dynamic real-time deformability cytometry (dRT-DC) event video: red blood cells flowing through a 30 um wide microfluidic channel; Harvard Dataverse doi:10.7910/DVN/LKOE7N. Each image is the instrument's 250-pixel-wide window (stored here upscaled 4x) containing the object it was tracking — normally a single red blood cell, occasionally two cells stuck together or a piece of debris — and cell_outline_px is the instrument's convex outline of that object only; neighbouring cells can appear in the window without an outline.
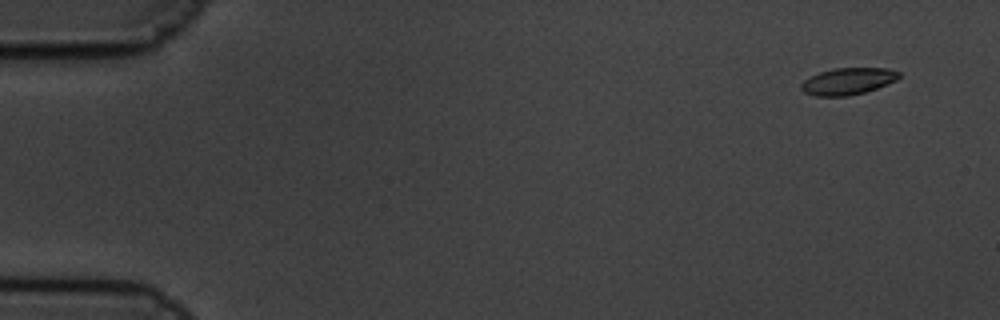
{"species": "common noctule bat (a hibernating species)", "species_latin": "Nyctalus noctula", "temperature_condition": "cold", "stored_images_in_passage": 58, "camera_frame_rate_fps": 3000, "um_per_image_px": 0.085, "animal": {"sex": "male", "body_mass_g": 19.5, "forearm_length_mm": 54.6}, "frame": {"image": 1, "passage_image": 1, "time_ms": 0.0, "image_size_px": [1000, 320], "cell_outline_px": [[900, 76], [896, 80], [876, 88], [864, 92], [848, 96], [816, 96], [804, 92], [800, 88], [800, 84], [804, 80], [820, 72], [832, 68], [888, 68], [900, 72]], "centroid_in_image_um": [72.06, 6.9], "position_along_channel_um": 12.9, "area_um2": 15.2}}
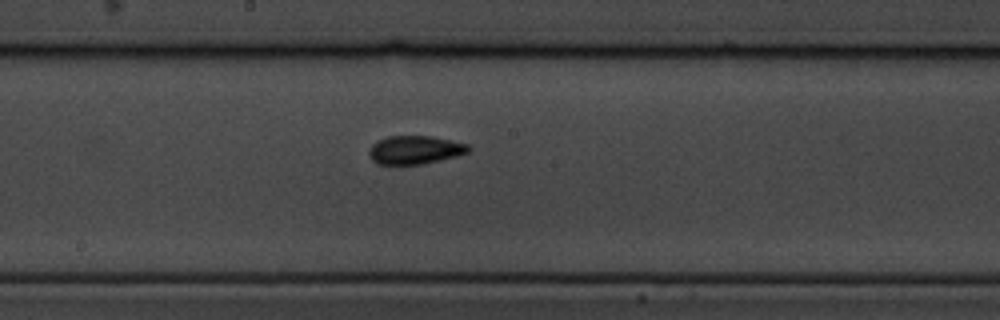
{"frame": {"image": 2, "passage_image": 30, "time_ms": 9.667, "image_size_px": [1000, 320], "cell_outline_px": [[472, 148], [468, 152], [456, 156], [424, 164], [376, 164], [368, 156], [368, 152], [372, 144], [388, 136], [432, 136], [468, 144]], "centroid_in_image_um": [35.27, 12.74], "position_along_channel_um": 212.9, "area_um2": 16.47}}
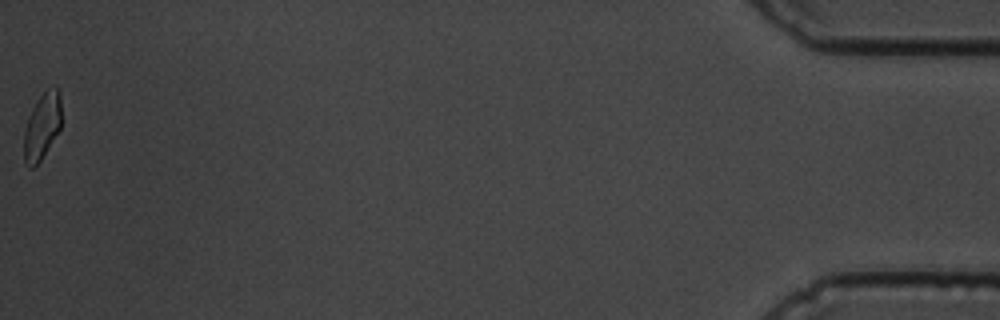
{"frame": {"image": 3, "passage_image": 58, "time_ms": 19.0, "image_size_px": [1000, 320], "cell_outline_px": [[60, 128], [40, 160], [32, 168], [28, 168], [24, 164], [24, 132], [28, 116], [36, 100], [48, 88], [56, 84], [60, 88]], "centroid_in_image_um": [3.56, 10.68], "position_along_channel_um": 431.6, "area_um2": 14.51}, "authors_computed_cell_mechanics": {"area_um2": 15.5771, "velocity_mm_per_s": 3.3471, "shape_relaxation_time_tau1_ms": 3.2901, "shape_relaxation_time_tau2_ms": 2.8213, "deformation_change_tau1": 0.1005, "deformation_change_tau2": 0.0707}}